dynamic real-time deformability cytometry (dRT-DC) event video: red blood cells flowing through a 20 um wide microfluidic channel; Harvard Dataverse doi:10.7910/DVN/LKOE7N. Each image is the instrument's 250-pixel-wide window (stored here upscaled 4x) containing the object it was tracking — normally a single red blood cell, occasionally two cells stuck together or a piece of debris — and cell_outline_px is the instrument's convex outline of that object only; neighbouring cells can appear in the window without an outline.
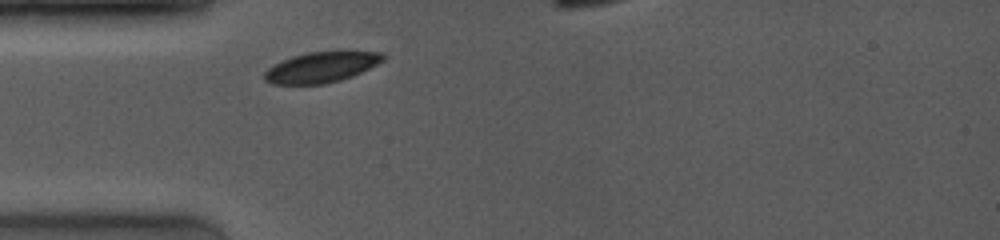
{"species": "common noctule bat (a hibernating species)", "species_latin": "Nyctalus noctula", "temperature_condition": "room temperature", "stored_images_in_passage": 34, "camera_frame_rate_fps": 4000, "um_per_image_px": 0.085, "animal": {"sex": "female", "body_mass_g": 19.0, "forearm_length_mm": 53.3}, "frame": {"image": 1, "passage_image": 1, "time_ms": 0.0, "image_size_px": [1000, 240], "cell_outline_px": [[384, 60], [352, 76], [340, 80], [324, 84], [272, 84], [264, 80], [264, 72], [268, 68], [292, 56], [308, 52], [340, 48], [348, 48], [384, 52]], "centroid_in_image_um": [27.39, 5.64], "position_along_channel_um": 57.6, "area_um2": 21.91}}
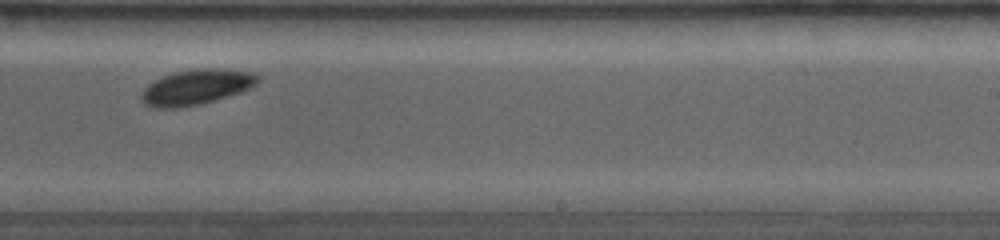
{"frame": {"image": 2, "passage_image": 22, "time_ms": 5.5, "image_size_px": [1000, 240], "cell_outline_px": [[260, 80], [256, 84], [240, 92], [200, 104], [176, 108], [152, 108], [144, 104], [140, 100], [140, 96], [144, 88], [148, 84], [164, 76], [176, 72], [200, 68], [220, 68], [248, 72], [256, 76]], "centroid_in_image_um": [16.62, 7.42], "position_along_channel_um": 272.4, "area_um2": 23.58}}
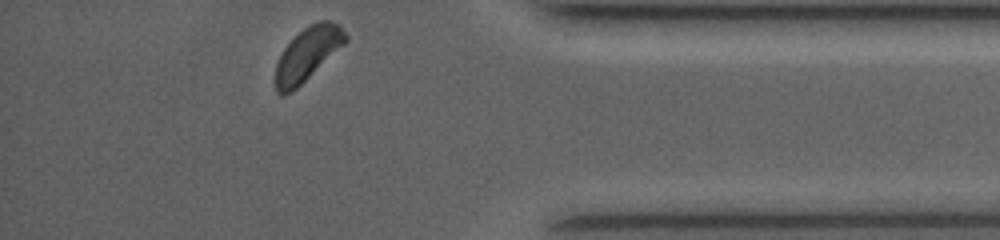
{"frame": {"image": 3, "passage_image": 34, "time_ms": 9.25, "image_size_px": [1000, 240], "cell_outline_px": [[348, 40], [344, 44], [292, 92], [284, 96], [280, 96], [276, 92], [276, 64], [284, 48], [304, 28], [320, 20], [328, 20], [340, 24], [348, 36]], "centroid_in_image_um": [26.15, 4.59], "position_along_channel_um": 409.0, "area_um2": 21.39}, "authors_computed_cell_mechanics": {"area_um2": 22.9177, "velocity_mm_per_s": 3.9783, "shape_relaxation_time_tau1_ms": 1.0776, "shape_relaxation_time_tau2_ms": 8.2386, "deformation_change_tau1": 0.0522, "deformation_change_tau2": 0.0782}}